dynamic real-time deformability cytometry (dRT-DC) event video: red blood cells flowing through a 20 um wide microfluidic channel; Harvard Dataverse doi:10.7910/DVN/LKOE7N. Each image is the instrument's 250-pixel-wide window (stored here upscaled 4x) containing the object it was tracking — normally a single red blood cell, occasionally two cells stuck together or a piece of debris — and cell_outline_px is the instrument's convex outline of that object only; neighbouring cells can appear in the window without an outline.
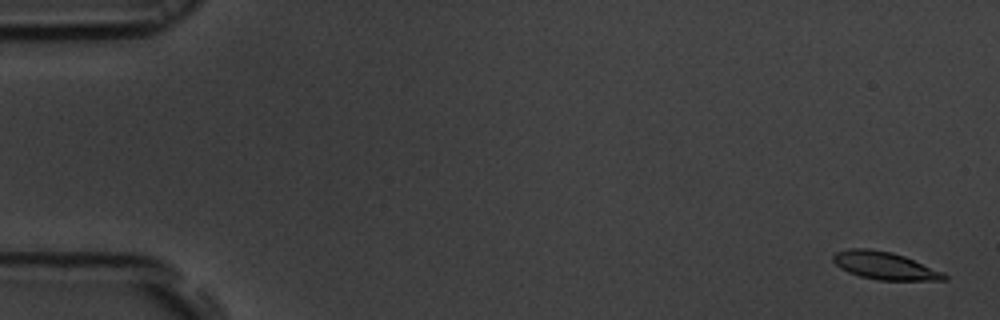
{"species": "common noctule bat (a hibernating species)", "species_latin": "Nyctalus noctula", "temperature_condition": "room temperature", "stored_images_in_passage": 56, "camera_frame_rate_fps": 3000, "um_per_image_px": 0.085, "animal": {"sex": "male", "body_mass_g": 19.5, "forearm_length_mm": 54.6}, "frame": {"image": 1, "passage_image": 2, "time_ms": 0.333, "image_size_px": [1000, 320], "cell_outline_px": [[948, 280], [876, 280], [860, 276], [848, 272], [840, 268], [832, 260], [832, 256], [836, 252], [848, 248], [868, 248], [892, 252], [904, 256], [944, 272], [948, 276]], "centroid_in_image_um": [75.19, 22.58], "position_along_channel_um": 9.8, "area_um2": 17.98}}
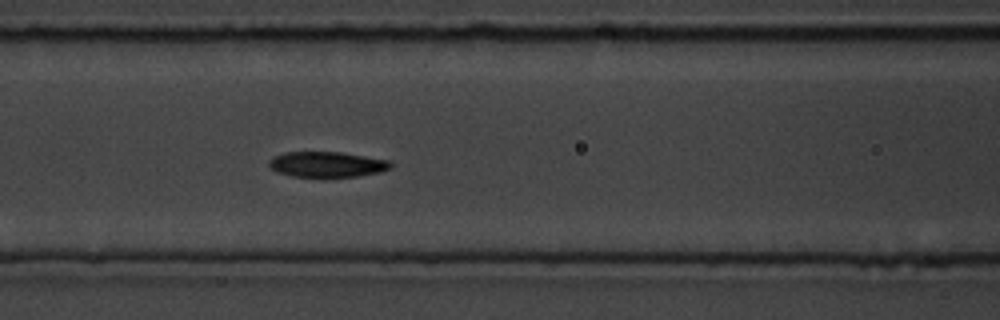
{"frame": {"image": 2, "passage_image": 24, "time_ms": 7.667, "image_size_px": [1000, 320], "cell_outline_px": [[392, 168], [380, 172], [360, 176], [328, 180], [324, 180], [292, 176], [276, 172], [268, 164], [268, 160], [284, 152], [340, 152], [388, 160], [392, 164]], "centroid_in_image_um": [27.79, 14.03], "position_along_channel_um": 138.8, "area_um2": 18.9}}
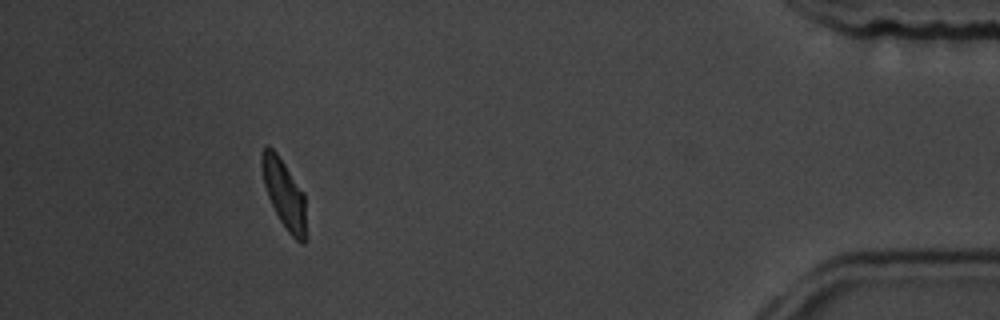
{"frame": {"image": 3, "passage_image": 51, "time_ms": 16.667, "image_size_px": [1000, 320], "cell_outline_px": [[304, 244], [300, 244], [288, 232], [280, 220], [268, 196], [264, 184], [260, 164], [260, 152], [268, 144], [276, 152], [304, 192]], "centroid_in_image_um": [24.11, 16.41], "position_along_channel_um": 411.1, "area_um2": 17.4}, "authors_computed_cell_mechanics": {"area_um2": 18.4093, "velocity_mm_per_s": 3.6854, "shape_relaxation_time_tau1_ms": 2.7741, "shape_relaxation_time_tau2_ms": 2.378, "deformation_change_tau1": 0.1617, "deformation_change_tau2": 0.0601}}